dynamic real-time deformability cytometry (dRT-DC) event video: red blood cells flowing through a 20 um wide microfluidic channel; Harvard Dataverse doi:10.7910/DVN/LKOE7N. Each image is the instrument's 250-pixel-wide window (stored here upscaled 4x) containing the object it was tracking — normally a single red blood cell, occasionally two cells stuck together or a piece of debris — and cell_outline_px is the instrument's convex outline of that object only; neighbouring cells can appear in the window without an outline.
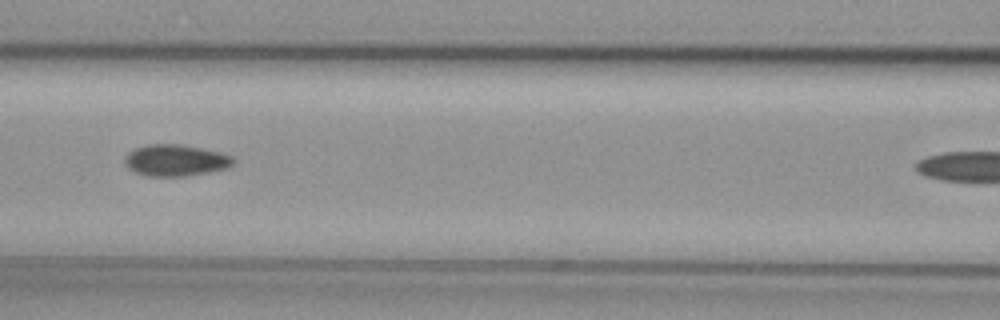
{"species": "common noctule bat (a hibernating species)", "species_latin": "Nyctalus noctula", "temperature_condition": "cold", "stored_images_in_passage": 31, "camera_frame_rate_fps": 3000, "um_per_image_px": 0.085, "animal": {"sex": "female", "body_mass_g": 29.2, "forearm_length_mm": 56.3}, "frame": {"image": 1, "passage_image": 10, "time_ms": 3.0, "image_size_px": [1000, 320], "cell_outline_px": [[236, 160], [228, 168], [208, 172], [184, 176], [148, 176], [136, 172], [128, 168], [124, 164], [124, 156], [128, 152], [136, 148], [148, 144], [180, 144], [220, 152], [232, 156]], "centroid_in_image_um": [14.91, 13.62], "position_along_channel_um": 151.7, "area_um2": 19.94}}
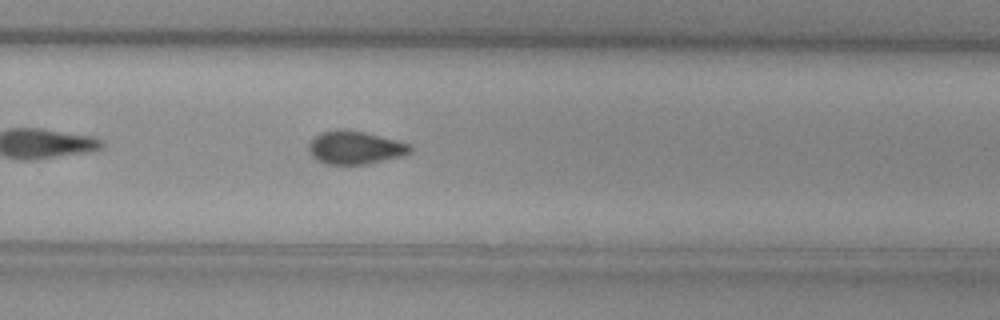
{"frame": {"image": 2, "passage_image": 22, "time_ms": 7.0, "image_size_px": [1000, 320], "cell_outline_px": [[412, 152], [400, 156], [368, 164], [324, 164], [316, 160], [308, 152], [308, 144], [320, 132], [336, 128], [348, 128], [412, 144]], "centroid_in_image_um": [30.15, 12.53], "position_along_channel_um": 299.6, "area_um2": 19.88}}